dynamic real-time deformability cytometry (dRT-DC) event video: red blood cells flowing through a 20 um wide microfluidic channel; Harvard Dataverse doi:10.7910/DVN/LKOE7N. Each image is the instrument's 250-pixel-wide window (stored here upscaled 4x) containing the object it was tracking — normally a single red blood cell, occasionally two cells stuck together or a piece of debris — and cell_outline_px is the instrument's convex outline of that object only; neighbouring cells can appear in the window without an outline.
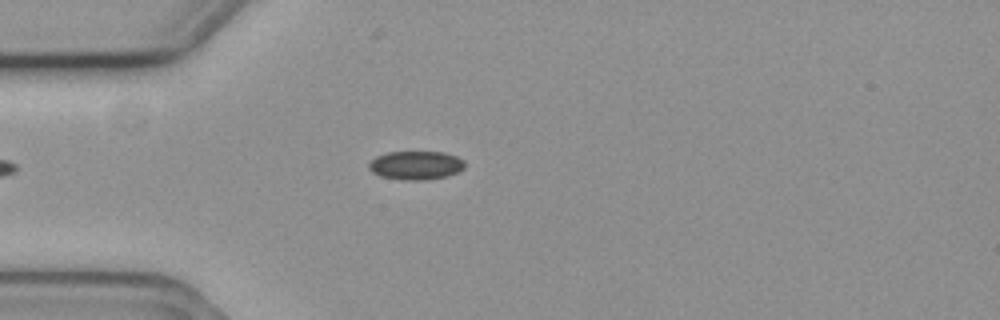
{"species": "common noctule bat (a hibernating species)", "species_latin": "Nyctalus noctula", "temperature_condition": "cold", "stored_images_in_passage": 3, "camera_frame_rate_fps": 3000, "um_per_image_px": 0.085, "animal": {"sex": "female", "body_mass_g": 19.3, "forearm_length_mm": 54.1}, "frame": {"image": 1, "passage_image": 3, "time_ms": 0.667, "image_size_px": [1000, 320], "cell_outline_px": [[464, 168], [448, 176], [428, 180], [404, 180], [380, 176], [372, 172], [368, 168], [368, 164], [376, 156], [388, 152], [444, 152], [456, 156], [464, 160]], "centroid_in_image_um": [35.34, 14.05], "position_along_channel_um": 49.7, "area_um2": 16.07}}